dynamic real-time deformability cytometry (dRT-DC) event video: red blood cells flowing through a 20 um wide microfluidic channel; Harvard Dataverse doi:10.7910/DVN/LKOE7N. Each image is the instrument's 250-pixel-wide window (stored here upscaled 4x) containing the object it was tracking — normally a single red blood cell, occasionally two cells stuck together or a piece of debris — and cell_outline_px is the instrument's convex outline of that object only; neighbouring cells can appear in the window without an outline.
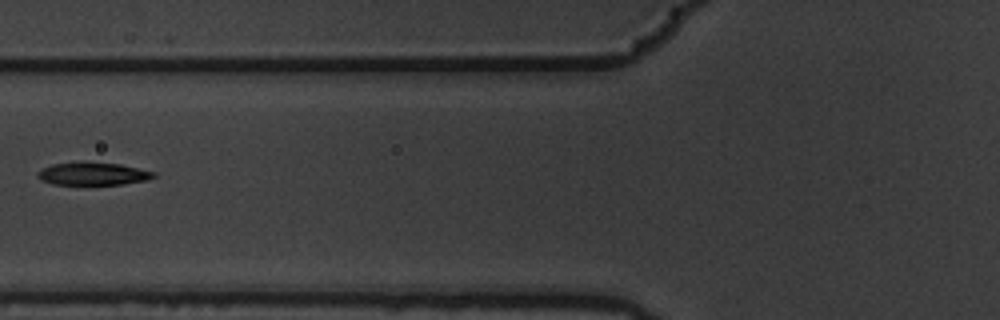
{"species": "common noctule bat (a hibernating species)", "species_latin": "Nyctalus noctula", "temperature_condition": "warm", "stored_images_in_passage": 8, "camera_frame_rate_fps": 3000, "um_per_image_px": 0.085, "animal": {"sex": "male", "body_mass_g": 19.5, "forearm_length_mm": 54.6}, "frame": {"image": 1, "passage_image": 8, "time_ms": 2.333, "image_size_px": [1000, 320], "cell_outline_px": [[156, 176], [148, 180], [124, 184], [52, 184], [40, 180], [36, 176], [36, 172], [40, 168], [52, 164], [84, 160], [120, 164], [156, 172]], "centroid_in_image_um": [7.86, 14.74], "position_along_channel_um": 117.9, "area_um2": 15.9}}